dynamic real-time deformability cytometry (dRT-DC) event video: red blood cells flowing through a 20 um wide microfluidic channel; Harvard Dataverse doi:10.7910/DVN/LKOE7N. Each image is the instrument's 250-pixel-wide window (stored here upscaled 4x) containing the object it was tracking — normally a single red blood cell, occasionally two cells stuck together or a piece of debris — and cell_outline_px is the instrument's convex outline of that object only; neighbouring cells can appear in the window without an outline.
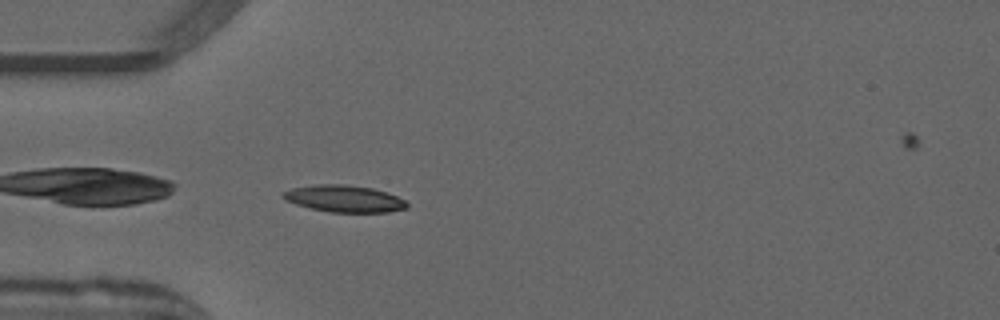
{"species": "common noctule bat (a hibernating species)", "species_latin": "Nyctalus noctula", "temperature_condition": "warm", "stored_images_in_passage": 37, "camera_frame_rate_fps": 3000, "um_per_image_px": 0.085, "animal": {"sex": "male", "forearm_length_mm": 52.5}, "frame": {"image": 1, "passage_image": 2, "time_ms": 0.333, "image_size_px": [1000, 320], "cell_outline_px": [[408, 208], [388, 212], [328, 212], [296, 204], [280, 196], [280, 192], [292, 188], [312, 184], [344, 184], [372, 188], [388, 192], [404, 200], [408, 204]], "centroid_in_image_um": [29.25, 16.88], "position_along_channel_um": 55.8, "area_um2": 19.48}}
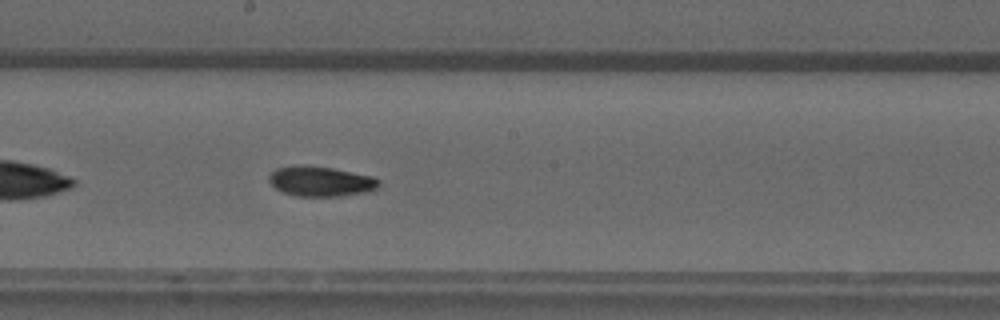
{"frame": {"image": 2, "passage_image": 15, "time_ms": 4.667, "image_size_px": [1000, 320], "cell_outline_px": [[380, 188], [368, 192], [340, 196], [296, 196], [284, 192], [276, 188], [268, 180], [268, 176], [276, 168], [296, 164], [332, 168], [372, 176], [380, 180]], "centroid_in_image_um": [27.28, 15.41], "position_along_channel_um": 220.9, "area_um2": 19.36}}
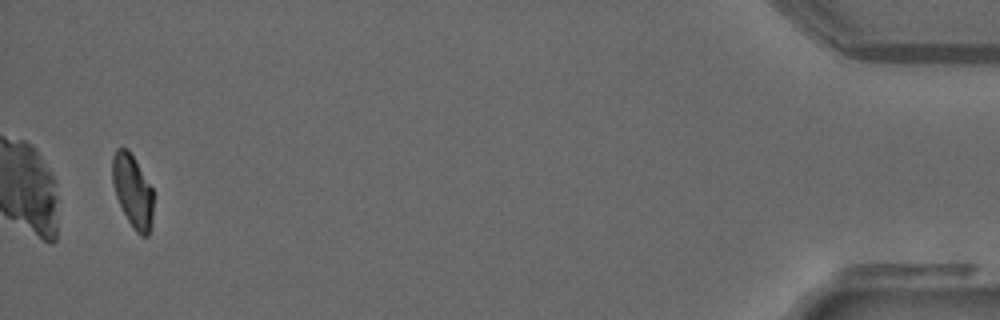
{"frame": {"image": 3, "passage_image": 37, "time_ms": 12.0, "image_size_px": [1000, 320], "cell_outline_px": [[152, 224], [148, 236], [140, 236], [136, 232], [128, 220], [116, 196], [112, 184], [112, 156], [116, 148], [128, 148], [152, 188]], "centroid_in_image_um": [11.26, 16.23], "position_along_channel_um": 423.9, "area_um2": 17.28}, "authors_computed_cell_mechanics": {"area_um2": 18.8428, "velocity_mm_per_s": 3.9543, "shape_relaxation_time_tau1_ms": 9.9317, "shape_relaxation_time_tau2_ms": 3.1938, "deformation_change_tau1": 0.2578, "deformation_change_tau2": 0.0833}}